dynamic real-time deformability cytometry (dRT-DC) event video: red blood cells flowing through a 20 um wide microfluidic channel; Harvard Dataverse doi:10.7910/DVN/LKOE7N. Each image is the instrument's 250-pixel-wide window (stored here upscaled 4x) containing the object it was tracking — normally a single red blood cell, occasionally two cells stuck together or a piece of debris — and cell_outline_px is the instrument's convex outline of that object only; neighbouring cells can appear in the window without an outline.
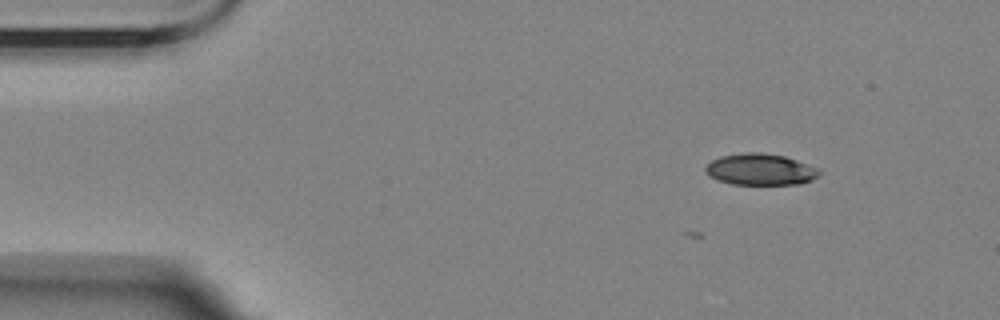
{"species": "Egyptian fruit bat (a non-hibernating species)", "species_latin": "Rousettus aegyptiacus", "temperature_condition": "room temperature", "stored_images_in_passage": 9, "camera_frame_rate_fps": 3000, "um_per_image_px": 0.085, "animal": {"sex": "female"}, "frame": {"image": 1, "passage_image": 4, "time_ms": 3.333, "image_size_px": [1000, 320], "cell_outline_px": [[820, 176], [812, 180], [800, 184], [732, 184], [720, 180], [712, 176], [704, 168], [712, 160], [720, 156], [744, 152], [760, 152], [784, 156], [820, 168]], "centroid_in_image_um": [64.69, 14.39], "position_along_channel_um": 20.3, "area_um2": 20.75}}
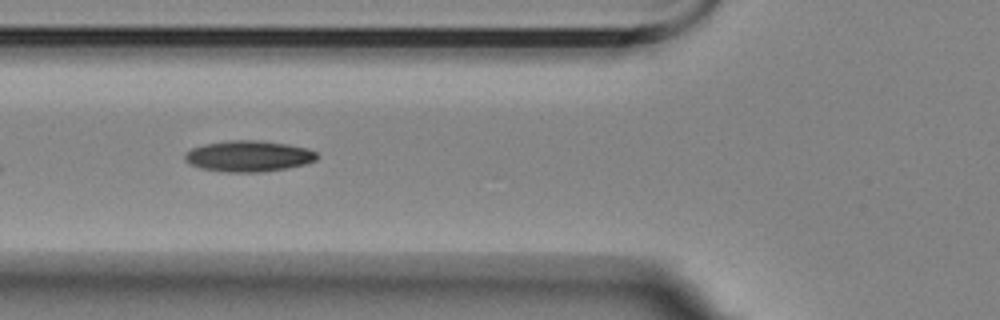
{"frame": {"image": 2, "passage_image": 8, "time_ms": 8.0, "image_size_px": [1000, 320], "cell_outline_px": [[320, 156], [316, 160], [304, 164], [288, 168], [260, 172], [228, 172], [200, 168], [188, 164], [184, 160], [184, 152], [192, 148], [204, 144], [228, 140], [260, 140], [288, 144], [308, 148], [316, 152]], "centroid_in_image_um": [21.12, 13.26], "position_along_channel_um": 104.7, "area_um2": 24.16}}